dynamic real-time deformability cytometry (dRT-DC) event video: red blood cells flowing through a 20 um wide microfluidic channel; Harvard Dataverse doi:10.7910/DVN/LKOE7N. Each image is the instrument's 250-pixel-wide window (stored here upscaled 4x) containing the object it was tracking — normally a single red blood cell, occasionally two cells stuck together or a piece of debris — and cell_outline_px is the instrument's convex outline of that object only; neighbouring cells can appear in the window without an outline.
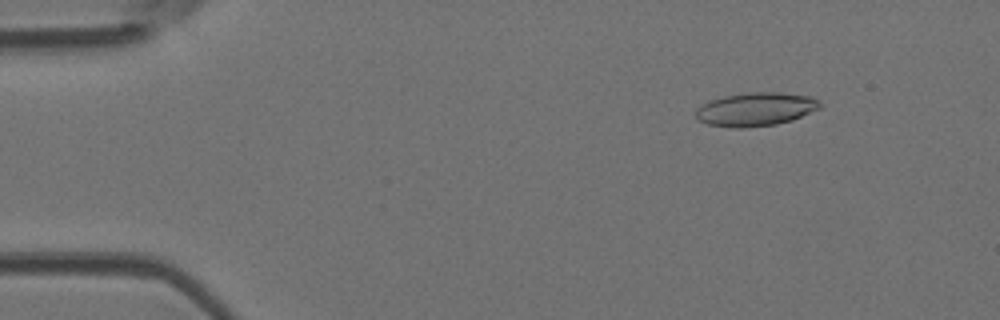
{"species": "Egyptian fruit bat (a non-hibernating species)", "species_latin": "Rousettus aegyptiacus", "temperature_condition": "room temperature", "stored_images_in_passage": 48, "camera_frame_rate_fps": 3000, "um_per_image_px": 0.085, "animal": {"sex": "female"}, "frame": {"image": 1, "passage_image": 6, "time_ms": 1.667, "image_size_px": [1000, 320], "cell_outline_px": [[820, 108], [792, 120], [776, 124], [744, 128], [732, 128], [708, 124], [696, 120], [696, 108], [712, 100], [724, 96], [748, 92], [776, 92], [812, 96], [820, 100]], "centroid_in_image_um": [64.24, 9.29], "position_along_channel_um": 20.8, "area_um2": 24.28}}
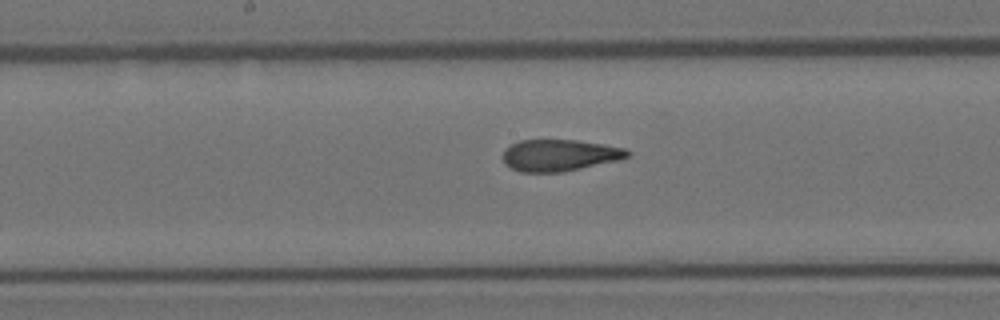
{"frame": {"image": 2, "passage_image": 25, "time_ms": 8.0, "image_size_px": [1000, 320], "cell_outline_px": [[632, 152], [628, 156], [620, 160], [564, 172], [520, 172], [504, 164], [504, 148], [520, 140], [576, 140], [624, 148]], "centroid_in_image_um": [47.56, 13.2], "position_along_channel_um": 200.6, "area_um2": 22.95}}
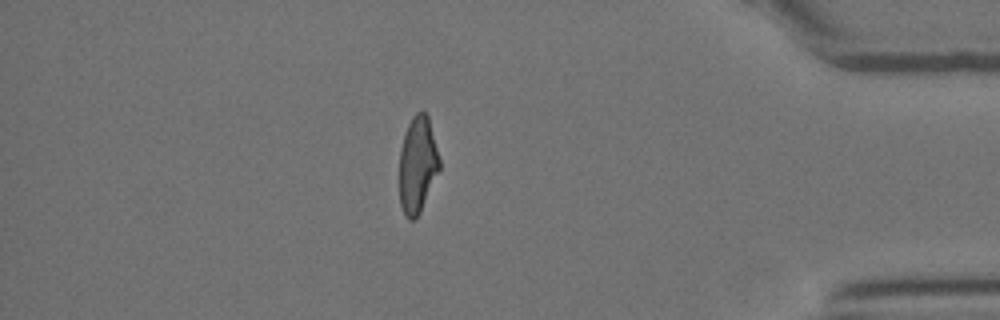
{"frame": {"image": 3, "passage_image": 42, "time_ms": 13.667, "image_size_px": [1000, 320], "cell_outline_px": [[440, 168], [420, 212], [416, 220], [408, 220], [400, 204], [400, 148], [408, 124], [412, 116], [416, 112], [424, 112], [428, 116], [440, 160]], "centroid_in_image_um": [35.49, 14.01], "position_along_channel_um": 399.7, "area_um2": 22.31}, "authors_computed_cell_mechanics": {"area_um2": 23.4957, "velocity_mm_per_s": 4.1829, "shape_relaxation_time_tau1_ms": null, "shape_relaxation_time_tau2_ms": 1.6754, "deformation_change_tau1": null, "deformation_change_tau2": 0.1105}}